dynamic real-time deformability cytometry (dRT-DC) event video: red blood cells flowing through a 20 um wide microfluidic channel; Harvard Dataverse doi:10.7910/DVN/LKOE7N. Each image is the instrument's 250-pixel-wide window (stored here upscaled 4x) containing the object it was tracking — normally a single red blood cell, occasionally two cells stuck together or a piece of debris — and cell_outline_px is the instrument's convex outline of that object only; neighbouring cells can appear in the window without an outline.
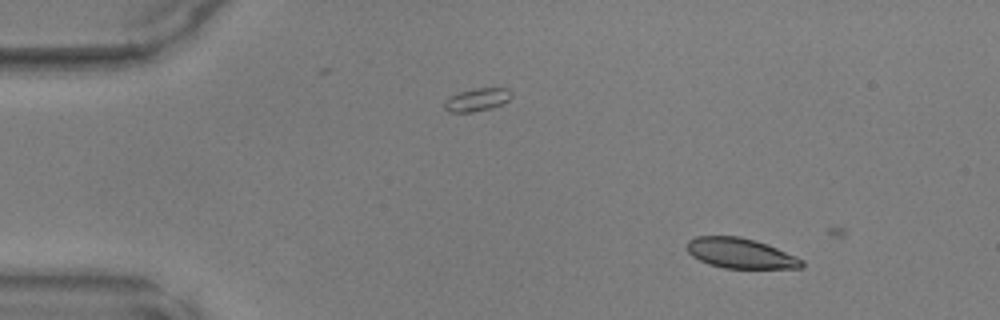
{"species": "common noctule bat (a hibernating species)", "species_latin": "Nyctalus noctula", "temperature_condition": "warm", "stored_images_in_passage": 4, "camera_frame_rate_fps": 3000, "um_per_image_px": 0.085, "animal": {"sex": "male", "body_mass_g": 17.9, "forearm_length_mm": 54.2}, "frame": {"image": 1, "passage_image": 1, "time_ms": 0.0, "image_size_px": [1000, 320], "cell_outline_px": [[804, 264], [800, 268], [724, 268], [708, 264], [692, 256], [688, 252], [688, 240], [696, 236], [740, 236], [776, 248], [796, 256], [804, 260]], "centroid_in_image_um": [62.92, 21.53], "position_along_channel_um": 22.1, "area_um2": 19.94}}